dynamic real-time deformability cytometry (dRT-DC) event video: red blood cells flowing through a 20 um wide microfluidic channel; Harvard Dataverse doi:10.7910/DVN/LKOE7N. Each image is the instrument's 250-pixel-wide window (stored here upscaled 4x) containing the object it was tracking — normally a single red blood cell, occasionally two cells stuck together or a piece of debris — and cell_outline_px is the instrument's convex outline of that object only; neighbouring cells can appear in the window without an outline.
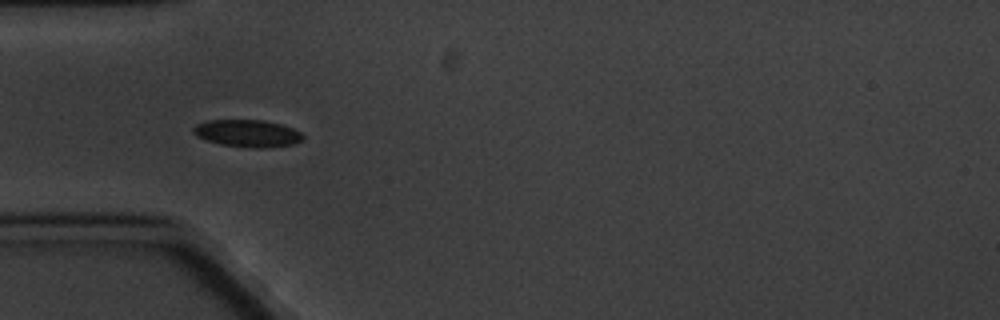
{"species": "common noctule bat (a hibernating species)", "species_latin": "Nyctalus noctula", "temperature_condition": "cold", "stored_images_in_passage": 3, "camera_frame_rate_fps": 3000, "um_per_image_px": 0.085, "animal": {"sex": "male", "body_mass_g": 20.1, "forearm_length_mm": 53.5}, "frame": {"image": 1, "passage_image": 1, "time_ms": 0.0, "image_size_px": [1000, 320], "cell_outline_px": [[304, 140], [292, 144], [268, 148], [256, 148], [220, 144], [196, 136], [192, 132], [192, 128], [196, 124], [208, 120], [264, 120], [280, 124], [292, 128], [300, 132], [304, 136]], "centroid_in_image_um": [21.04, 11.33], "position_along_channel_um": 64.0, "area_um2": 17.4}}